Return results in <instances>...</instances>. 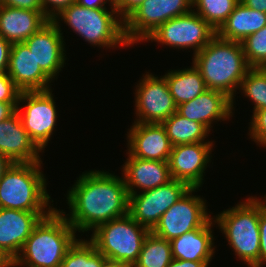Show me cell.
Listing matches in <instances>:
<instances>
[{
  "mask_svg": "<svg viewBox=\"0 0 266 267\" xmlns=\"http://www.w3.org/2000/svg\"><path fill=\"white\" fill-rule=\"evenodd\" d=\"M249 127L250 138L257 145L266 147V108L255 111Z\"/></svg>",
  "mask_w": 266,
  "mask_h": 267,
  "instance_id": "1f68e13d",
  "label": "cell"
},
{
  "mask_svg": "<svg viewBox=\"0 0 266 267\" xmlns=\"http://www.w3.org/2000/svg\"><path fill=\"white\" fill-rule=\"evenodd\" d=\"M214 30L193 10L174 17L161 24L146 39L174 48L194 50V55L202 50L214 37Z\"/></svg>",
  "mask_w": 266,
  "mask_h": 267,
  "instance_id": "ba28073f",
  "label": "cell"
},
{
  "mask_svg": "<svg viewBox=\"0 0 266 267\" xmlns=\"http://www.w3.org/2000/svg\"><path fill=\"white\" fill-rule=\"evenodd\" d=\"M127 133V153L131 156L168 162L173 145L162 124L134 122Z\"/></svg>",
  "mask_w": 266,
  "mask_h": 267,
  "instance_id": "e0dca14e",
  "label": "cell"
},
{
  "mask_svg": "<svg viewBox=\"0 0 266 267\" xmlns=\"http://www.w3.org/2000/svg\"><path fill=\"white\" fill-rule=\"evenodd\" d=\"M162 126L173 146L189 143H213L204 141L209 135V130L201 123L189 120L177 111L163 121ZM208 134V135H207ZM207 136V137H206Z\"/></svg>",
  "mask_w": 266,
  "mask_h": 267,
  "instance_id": "484cf974",
  "label": "cell"
},
{
  "mask_svg": "<svg viewBox=\"0 0 266 267\" xmlns=\"http://www.w3.org/2000/svg\"><path fill=\"white\" fill-rule=\"evenodd\" d=\"M110 10L90 9L75 2L61 10L52 20H63L74 33H78L91 45L107 48L130 46L124 35V21L116 8Z\"/></svg>",
  "mask_w": 266,
  "mask_h": 267,
  "instance_id": "5b68a950",
  "label": "cell"
},
{
  "mask_svg": "<svg viewBox=\"0 0 266 267\" xmlns=\"http://www.w3.org/2000/svg\"><path fill=\"white\" fill-rule=\"evenodd\" d=\"M261 68H262V69L265 71V73H266V64H264Z\"/></svg>",
  "mask_w": 266,
  "mask_h": 267,
  "instance_id": "7dc6e473",
  "label": "cell"
},
{
  "mask_svg": "<svg viewBox=\"0 0 266 267\" xmlns=\"http://www.w3.org/2000/svg\"><path fill=\"white\" fill-rule=\"evenodd\" d=\"M102 267H133V266L121 261L106 258L104 256V262L102 263Z\"/></svg>",
  "mask_w": 266,
  "mask_h": 267,
  "instance_id": "ee69618b",
  "label": "cell"
},
{
  "mask_svg": "<svg viewBox=\"0 0 266 267\" xmlns=\"http://www.w3.org/2000/svg\"><path fill=\"white\" fill-rule=\"evenodd\" d=\"M42 162L13 163L6 170L0 180V208L22 211L55 209L49 205L51 197L46 190Z\"/></svg>",
  "mask_w": 266,
  "mask_h": 267,
  "instance_id": "277c9868",
  "label": "cell"
},
{
  "mask_svg": "<svg viewBox=\"0 0 266 267\" xmlns=\"http://www.w3.org/2000/svg\"><path fill=\"white\" fill-rule=\"evenodd\" d=\"M78 5L87 7L90 9H107L105 4H109L110 8H115L114 2L112 0H76L75 1Z\"/></svg>",
  "mask_w": 266,
  "mask_h": 267,
  "instance_id": "f35d334b",
  "label": "cell"
},
{
  "mask_svg": "<svg viewBox=\"0 0 266 267\" xmlns=\"http://www.w3.org/2000/svg\"><path fill=\"white\" fill-rule=\"evenodd\" d=\"M21 91L7 73H0V102H18Z\"/></svg>",
  "mask_w": 266,
  "mask_h": 267,
  "instance_id": "d6a6232c",
  "label": "cell"
},
{
  "mask_svg": "<svg viewBox=\"0 0 266 267\" xmlns=\"http://www.w3.org/2000/svg\"><path fill=\"white\" fill-rule=\"evenodd\" d=\"M17 106L18 102H0V122L13 115Z\"/></svg>",
  "mask_w": 266,
  "mask_h": 267,
  "instance_id": "ab89813d",
  "label": "cell"
},
{
  "mask_svg": "<svg viewBox=\"0 0 266 267\" xmlns=\"http://www.w3.org/2000/svg\"><path fill=\"white\" fill-rule=\"evenodd\" d=\"M0 152L13 163L41 162L42 150L24 129L17 112L0 122Z\"/></svg>",
  "mask_w": 266,
  "mask_h": 267,
  "instance_id": "ffe728a7",
  "label": "cell"
},
{
  "mask_svg": "<svg viewBox=\"0 0 266 267\" xmlns=\"http://www.w3.org/2000/svg\"><path fill=\"white\" fill-rule=\"evenodd\" d=\"M193 57L192 64L199 70L207 89L223 92L234 104L235 90L239 89L251 68L241 42L224 40L216 35Z\"/></svg>",
  "mask_w": 266,
  "mask_h": 267,
  "instance_id": "7a4b0ae2",
  "label": "cell"
},
{
  "mask_svg": "<svg viewBox=\"0 0 266 267\" xmlns=\"http://www.w3.org/2000/svg\"><path fill=\"white\" fill-rule=\"evenodd\" d=\"M213 143H189L173 146L168 160L172 179L200 188L207 164L210 162ZM211 155V156H210Z\"/></svg>",
  "mask_w": 266,
  "mask_h": 267,
  "instance_id": "9a60e30c",
  "label": "cell"
},
{
  "mask_svg": "<svg viewBox=\"0 0 266 267\" xmlns=\"http://www.w3.org/2000/svg\"><path fill=\"white\" fill-rule=\"evenodd\" d=\"M65 214L55 208L40 219L13 260L17 266L60 267L69 247L77 239Z\"/></svg>",
  "mask_w": 266,
  "mask_h": 267,
  "instance_id": "3957f363",
  "label": "cell"
},
{
  "mask_svg": "<svg viewBox=\"0 0 266 267\" xmlns=\"http://www.w3.org/2000/svg\"><path fill=\"white\" fill-rule=\"evenodd\" d=\"M265 25L266 13L250 9L239 2L216 31V35L224 40L242 42Z\"/></svg>",
  "mask_w": 266,
  "mask_h": 267,
  "instance_id": "cb8c5ba5",
  "label": "cell"
},
{
  "mask_svg": "<svg viewBox=\"0 0 266 267\" xmlns=\"http://www.w3.org/2000/svg\"><path fill=\"white\" fill-rule=\"evenodd\" d=\"M104 255L90 240L76 239L69 247L60 267H102Z\"/></svg>",
  "mask_w": 266,
  "mask_h": 267,
  "instance_id": "83f0119b",
  "label": "cell"
},
{
  "mask_svg": "<svg viewBox=\"0 0 266 267\" xmlns=\"http://www.w3.org/2000/svg\"><path fill=\"white\" fill-rule=\"evenodd\" d=\"M246 61L250 67L266 64V25L241 42Z\"/></svg>",
  "mask_w": 266,
  "mask_h": 267,
  "instance_id": "4dcf8cb0",
  "label": "cell"
},
{
  "mask_svg": "<svg viewBox=\"0 0 266 267\" xmlns=\"http://www.w3.org/2000/svg\"><path fill=\"white\" fill-rule=\"evenodd\" d=\"M12 44L0 36V73H6Z\"/></svg>",
  "mask_w": 266,
  "mask_h": 267,
  "instance_id": "74e56055",
  "label": "cell"
},
{
  "mask_svg": "<svg viewBox=\"0 0 266 267\" xmlns=\"http://www.w3.org/2000/svg\"><path fill=\"white\" fill-rule=\"evenodd\" d=\"M8 261L10 260L0 251V267L5 265Z\"/></svg>",
  "mask_w": 266,
  "mask_h": 267,
  "instance_id": "f6af8a7d",
  "label": "cell"
},
{
  "mask_svg": "<svg viewBox=\"0 0 266 267\" xmlns=\"http://www.w3.org/2000/svg\"><path fill=\"white\" fill-rule=\"evenodd\" d=\"M192 65V67L183 70L168 71L163 76L176 106L193 100L207 90L199 70L194 64Z\"/></svg>",
  "mask_w": 266,
  "mask_h": 267,
  "instance_id": "d4e9b609",
  "label": "cell"
},
{
  "mask_svg": "<svg viewBox=\"0 0 266 267\" xmlns=\"http://www.w3.org/2000/svg\"><path fill=\"white\" fill-rule=\"evenodd\" d=\"M67 193L70 215L65 216L76 232L93 231L128 214L129 194L123 176L104 170L83 172Z\"/></svg>",
  "mask_w": 266,
  "mask_h": 267,
  "instance_id": "6da1fadb",
  "label": "cell"
},
{
  "mask_svg": "<svg viewBox=\"0 0 266 267\" xmlns=\"http://www.w3.org/2000/svg\"><path fill=\"white\" fill-rule=\"evenodd\" d=\"M246 7L266 13V0H240Z\"/></svg>",
  "mask_w": 266,
  "mask_h": 267,
  "instance_id": "b9f144b4",
  "label": "cell"
},
{
  "mask_svg": "<svg viewBox=\"0 0 266 267\" xmlns=\"http://www.w3.org/2000/svg\"><path fill=\"white\" fill-rule=\"evenodd\" d=\"M215 217V223L225 234L235 255L249 267H259L260 232L259 199L250 196L235 207L223 210Z\"/></svg>",
  "mask_w": 266,
  "mask_h": 267,
  "instance_id": "8992f818",
  "label": "cell"
},
{
  "mask_svg": "<svg viewBox=\"0 0 266 267\" xmlns=\"http://www.w3.org/2000/svg\"><path fill=\"white\" fill-rule=\"evenodd\" d=\"M0 5L26 10L43 11L41 0H0Z\"/></svg>",
  "mask_w": 266,
  "mask_h": 267,
  "instance_id": "d590c367",
  "label": "cell"
},
{
  "mask_svg": "<svg viewBox=\"0 0 266 267\" xmlns=\"http://www.w3.org/2000/svg\"><path fill=\"white\" fill-rule=\"evenodd\" d=\"M20 102H25L24 110ZM51 89L47 91L21 92L16 112L31 139L41 149L47 146L55 129L57 110Z\"/></svg>",
  "mask_w": 266,
  "mask_h": 267,
  "instance_id": "8fae6325",
  "label": "cell"
},
{
  "mask_svg": "<svg viewBox=\"0 0 266 267\" xmlns=\"http://www.w3.org/2000/svg\"><path fill=\"white\" fill-rule=\"evenodd\" d=\"M51 212L0 208V251L14 260L35 225Z\"/></svg>",
  "mask_w": 266,
  "mask_h": 267,
  "instance_id": "2e32d148",
  "label": "cell"
},
{
  "mask_svg": "<svg viewBox=\"0 0 266 267\" xmlns=\"http://www.w3.org/2000/svg\"><path fill=\"white\" fill-rule=\"evenodd\" d=\"M6 73L21 92L51 89L52 80L42 71L24 42L12 44Z\"/></svg>",
  "mask_w": 266,
  "mask_h": 267,
  "instance_id": "ac0fdd59",
  "label": "cell"
},
{
  "mask_svg": "<svg viewBox=\"0 0 266 267\" xmlns=\"http://www.w3.org/2000/svg\"><path fill=\"white\" fill-rule=\"evenodd\" d=\"M127 154L122 174L129 195L137 193V189H154L172 180L167 161L143 160Z\"/></svg>",
  "mask_w": 266,
  "mask_h": 267,
  "instance_id": "44dd1931",
  "label": "cell"
},
{
  "mask_svg": "<svg viewBox=\"0 0 266 267\" xmlns=\"http://www.w3.org/2000/svg\"><path fill=\"white\" fill-rule=\"evenodd\" d=\"M49 20L43 11L0 5V36L11 44L24 42Z\"/></svg>",
  "mask_w": 266,
  "mask_h": 267,
  "instance_id": "7402d4cb",
  "label": "cell"
},
{
  "mask_svg": "<svg viewBox=\"0 0 266 267\" xmlns=\"http://www.w3.org/2000/svg\"><path fill=\"white\" fill-rule=\"evenodd\" d=\"M1 267H17V264L13 260H10L5 265H3Z\"/></svg>",
  "mask_w": 266,
  "mask_h": 267,
  "instance_id": "bcb514c9",
  "label": "cell"
},
{
  "mask_svg": "<svg viewBox=\"0 0 266 267\" xmlns=\"http://www.w3.org/2000/svg\"><path fill=\"white\" fill-rule=\"evenodd\" d=\"M59 23L50 19L36 33L24 41L37 64L51 80L57 78V74L64 67L66 60L64 36H62L63 33Z\"/></svg>",
  "mask_w": 266,
  "mask_h": 267,
  "instance_id": "5bb4252c",
  "label": "cell"
},
{
  "mask_svg": "<svg viewBox=\"0 0 266 267\" xmlns=\"http://www.w3.org/2000/svg\"><path fill=\"white\" fill-rule=\"evenodd\" d=\"M233 108L232 99L226 94L207 89L193 100L178 105L177 112L203 124L210 131L215 120L229 119L234 113Z\"/></svg>",
  "mask_w": 266,
  "mask_h": 267,
  "instance_id": "d6986e66",
  "label": "cell"
},
{
  "mask_svg": "<svg viewBox=\"0 0 266 267\" xmlns=\"http://www.w3.org/2000/svg\"><path fill=\"white\" fill-rule=\"evenodd\" d=\"M239 89L254 103L253 113L259 109L266 108V73L261 67H251Z\"/></svg>",
  "mask_w": 266,
  "mask_h": 267,
  "instance_id": "f546056e",
  "label": "cell"
},
{
  "mask_svg": "<svg viewBox=\"0 0 266 267\" xmlns=\"http://www.w3.org/2000/svg\"><path fill=\"white\" fill-rule=\"evenodd\" d=\"M211 218L203 227L184 233L170 241L172 256L176 260L210 262L215 253ZM213 220V221H212Z\"/></svg>",
  "mask_w": 266,
  "mask_h": 267,
  "instance_id": "603a6c76",
  "label": "cell"
},
{
  "mask_svg": "<svg viewBox=\"0 0 266 267\" xmlns=\"http://www.w3.org/2000/svg\"><path fill=\"white\" fill-rule=\"evenodd\" d=\"M147 73L135 87L137 119L134 122L161 124L177 111V106L166 79Z\"/></svg>",
  "mask_w": 266,
  "mask_h": 267,
  "instance_id": "4fadbf2b",
  "label": "cell"
},
{
  "mask_svg": "<svg viewBox=\"0 0 266 267\" xmlns=\"http://www.w3.org/2000/svg\"><path fill=\"white\" fill-rule=\"evenodd\" d=\"M13 164V162L4 154L0 152V180L6 170Z\"/></svg>",
  "mask_w": 266,
  "mask_h": 267,
  "instance_id": "7bdbcfd3",
  "label": "cell"
},
{
  "mask_svg": "<svg viewBox=\"0 0 266 267\" xmlns=\"http://www.w3.org/2000/svg\"><path fill=\"white\" fill-rule=\"evenodd\" d=\"M192 0H144L124 20V35L131 45L145 39L166 21L189 13Z\"/></svg>",
  "mask_w": 266,
  "mask_h": 267,
  "instance_id": "9c48e42d",
  "label": "cell"
},
{
  "mask_svg": "<svg viewBox=\"0 0 266 267\" xmlns=\"http://www.w3.org/2000/svg\"><path fill=\"white\" fill-rule=\"evenodd\" d=\"M75 1L76 0H41L43 6V12L51 20L61 10L75 3Z\"/></svg>",
  "mask_w": 266,
  "mask_h": 267,
  "instance_id": "e575fe53",
  "label": "cell"
},
{
  "mask_svg": "<svg viewBox=\"0 0 266 267\" xmlns=\"http://www.w3.org/2000/svg\"><path fill=\"white\" fill-rule=\"evenodd\" d=\"M264 202H265V204H266V195H264V199H262Z\"/></svg>",
  "mask_w": 266,
  "mask_h": 267,
  "instance_id": "c3c4849f",
  "label": "cell"
},
{
  "mask_svg": "<svg viewBox=\"0 0 266 267\" xmlns=\"http://www.w3.org/2000/svg\"><path fill=\"white\" fill-rule=\"evenodd\" d=\"M144 0H116L115 8L121 18L125 20L134 10H136Z\"/></svg>",
  "mask_w": 266,
  "mask_h": 267,
  "instance_id": "8d00e7d4",
  "label": "cell"
},
{
  "mask_svg": "<svg viewBox=\"0 0 266 267\" xmlns=\"http://www.w3.org/2000/svg\"><path fill=\"white\" fill-rule=\"evenodd\" d=\"M259 232H260V254L259 267L266 264V204L259 199Z\"/></svg>",
  "mask_w": 266,
  "mask_h": 267,
  "instance_id": "836d02e7",
  "label": "cell"
},
{
  "mask_svg": "<svg viewBox=\"0 0 266 267\" xmlns=\"http://www.w3.org/2000/svg\"><path fill=\"white\" fill-rule=\"evenodd\" d=\"M172 260L170 241L150 231L133 267H167Z\"/></svg>",
  "mask_w": 266,
  "mask_h": 267,
  "instance_id": "4316f807",
  "label": "cell"
},
{
  "mask_svg": "<svg viewBox=\"0 0 266 267\" xmlns=\"http://www.w3.org/2000/svg\"><path fill=\"white\" fill-rule=\"evenodd\" d=\"M240 0H192L193 11L218 30Z\"/></svg>",
  "mask_w": 266,
  "mask_h": 267,
  "instance_id": "f1b7e54d",
  "label": "cell"
},
{
  "mask_svg": "<svg viewBox=\"0 0 266 267\" xmlns=\"http://www.w3.org/2000/svg\"><path fill=\"white\" fill-rule=\"evenodd\" d=\"M199 188H190L182 198L161 216L152 232L168 241L203 227L211 216L207 213L205 199L192 193Z\"/></svg>",
  "mask_w": 266,
  "mask_h": 267,
  "instance_id": "7c38bea8",
  "label": "cell"
},
{
  "mask_svg": "<svg viewBox=\"0 0 266 267\" xmlns=\"http://www.w3.org/2000/svg\"><path fill=\"white\" fill-rule=\"evenodd\" d=\"M191 187L172 179L154 189L129 195L128 214L141 226L152 231L161 216L175 204Z\"/></svg>",
  "mask_w": 266,
  "mask_h": 267,
  "instance_id": "30bf717a",
  "label": "cell"
},
{
  "mask_svg": "<svg viewBox=\"0 0 266 267\" xmlns=\"http://www.w3.org/2000/svg\"><path fill=\"white\" fill-rule=\"evenodd\" d=\"M90 241L106 258L134 265L150 230L129 214L97 226Z\"/></svg>",
  "mask_w": 266,
  "mask_h": 267,
  "instance_id": "52a82bcc",
  "label": "cell"
},
{
  "mask_svg": "<svg viewBox=\"0 0 266 267\" xmlns=\"http://www.w3.org/2000/svg\"><path fill=\"white\" fill-rule=\"evenodd\" d=\"M209 263L173 259L167 267H208Z\"/></svg>",
  "mask_w": 266,
  "mask_h": 267,
  "instance_id": "60d3db41",
  "label": "cell"
}]
</instances>
